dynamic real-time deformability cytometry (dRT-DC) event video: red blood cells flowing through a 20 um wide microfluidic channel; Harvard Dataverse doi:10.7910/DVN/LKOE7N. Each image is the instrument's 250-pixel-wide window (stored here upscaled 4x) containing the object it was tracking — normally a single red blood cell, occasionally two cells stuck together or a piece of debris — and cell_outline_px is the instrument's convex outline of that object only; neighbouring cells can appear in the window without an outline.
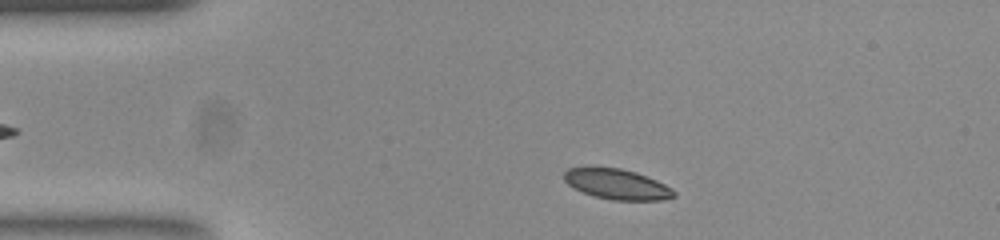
{"species": "common noctule bat (a hibernating species)", "species_latin": "Nyctalus noctula", "temperature_condition": "room temperature", "stored_images_in_passage": 47, "camera_frame_rate_fps": 3000, "um_per_image_px": 0.085, "animal": {"sex": "female", "body_mass_g": 23.0, "forearm_length_mm": 53.4}, "frame": {"image": 1, "passage_image": 4, "time_ms": 1.0, "image_size_px": [1000, 240], "cell_outline_px": [[676, 196], [664, 200], [612, 200], [596, 196], [584, 192], [568, 184], [564, 180], [564, 172], [568, 168], [620, 168], [636, 172], [656, 180], [672, 188], [676, 192]], "centroid_in_image_um": [52.49, 15.66], "position_along_channel_um": 32.5, "area_um2": 19.13}}
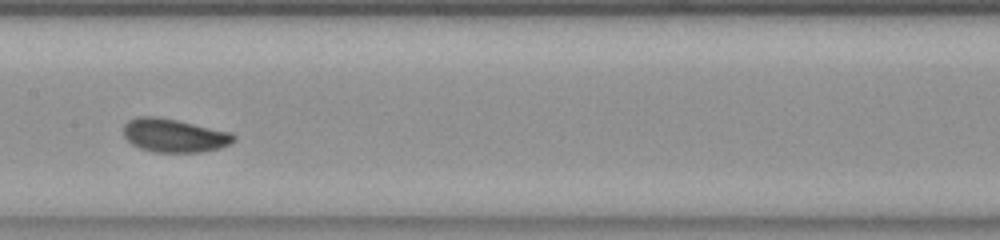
{"frame": {"image": 2, "passage_image": 20, "time_ms": 6.333, "image_size_px": [1000, 240], "cell_outline_px": [[236, 140], [232, 144], [220, 148], [200, 152], [152, 152], [140, 148], [132, 144], [124, 136], [124, 124], [128, 120], [136, 116], [156, 116], [176, 120], [232, 132], [236, 136]], "centroid_in_image_um": [14.82, 11.51], "position_along_channel_um": 192.6, "area_um2": 21.68}}
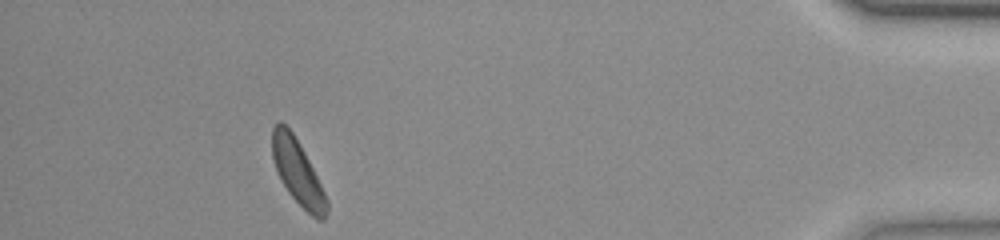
{"frame": {"image": 3, "passage_image": 42, "time_ms": 13.667, "image_size_px": [1000, 240], "cell_outline_px": [[328, 212], [324, 220], [316, 220], [288, 192], [280, 180], [276, 172], [272, 156], [272, 128], [280, 120], [292, 132], [300, 144], [328, 200]], "centroid_in_image_um": [25.29, 14.65], "position_along_channel_um": 409.9, "area_um2": 20.35}, "authors_computed_cell_mechanics": {"area_um2": 20.6346, "velocity_mm_per_s": 3.8081, "shape_relaxation_time_tau1_ms": 4.5086, "shape_relaxation_time_tau2_ms": null, "deformation_change_tau1": 0.145, "deformation_change_tau2": null}}